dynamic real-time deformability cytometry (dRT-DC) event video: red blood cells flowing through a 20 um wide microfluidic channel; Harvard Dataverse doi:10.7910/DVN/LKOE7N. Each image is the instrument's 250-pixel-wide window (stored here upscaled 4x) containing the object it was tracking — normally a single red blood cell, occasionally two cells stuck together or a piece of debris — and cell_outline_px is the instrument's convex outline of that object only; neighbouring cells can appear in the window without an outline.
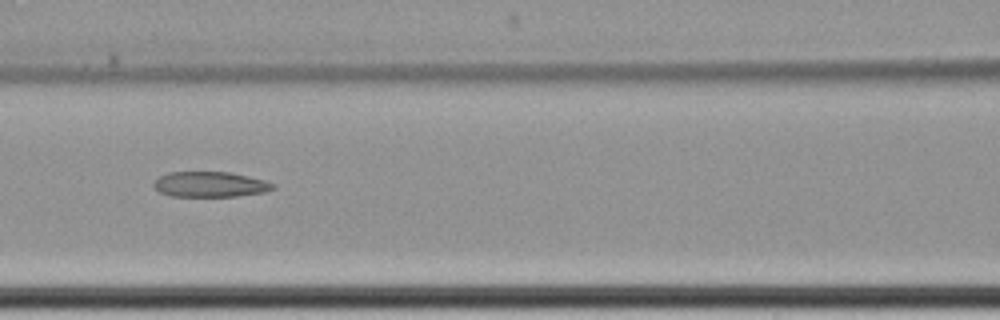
{"species": "common noctule bat (a hibernating species)", "species_latin": "Nyctalus noctula", "temperature_condition": "cold", "stored_images_in_passage": 5, "camera_frame_rate_fps": 3000, "um_per_image_px": 0.085, "animal": {"sex": "female", "body_mass_g": 22.7, "forearm_length_mm": 54.2}, "frame": {"image": 1, "passage_image": 4, "time_ms": 3.667, "image_size_px": [1000, 320], "cell_outline_px": [[276, 188], [264, 192], [236, 196], [172, 196], [160, 192], [152, 184], [160, 176], [168, 172], [228, 172], [248, 176], [264, 180], [276, 184]], "centroid_in_image_um": [17.88, 15.67], "position_along_channel_um": 148.7, "area_um2": 17.51}}
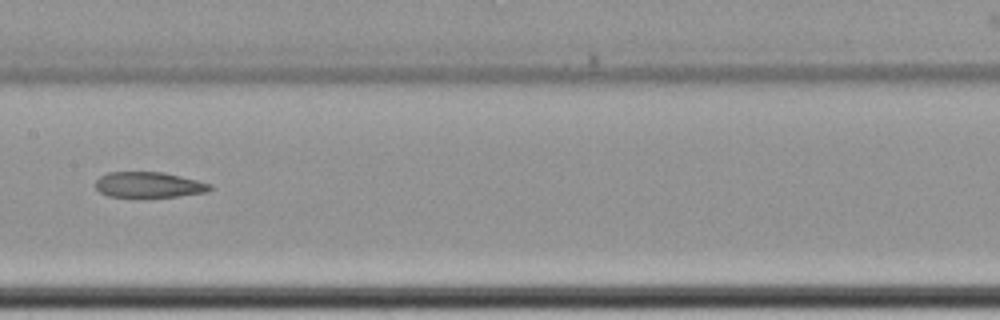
{"frame": {"image": 2, "passage_image": 5, "time_ms": 5.0, "image_size_px": [1000, 320], "cell_outline_px": [[212, 188], [208, 192], [176, 196], [108, 196], [100, 192], [96, 188], [96, 180], [100, 176], [108, 172], [164, 172], [212, 184]], "centroid_in_image_um": [12.66, 15.69], "position_along_channel_um": 194.7, "area_um2": 16.82}}